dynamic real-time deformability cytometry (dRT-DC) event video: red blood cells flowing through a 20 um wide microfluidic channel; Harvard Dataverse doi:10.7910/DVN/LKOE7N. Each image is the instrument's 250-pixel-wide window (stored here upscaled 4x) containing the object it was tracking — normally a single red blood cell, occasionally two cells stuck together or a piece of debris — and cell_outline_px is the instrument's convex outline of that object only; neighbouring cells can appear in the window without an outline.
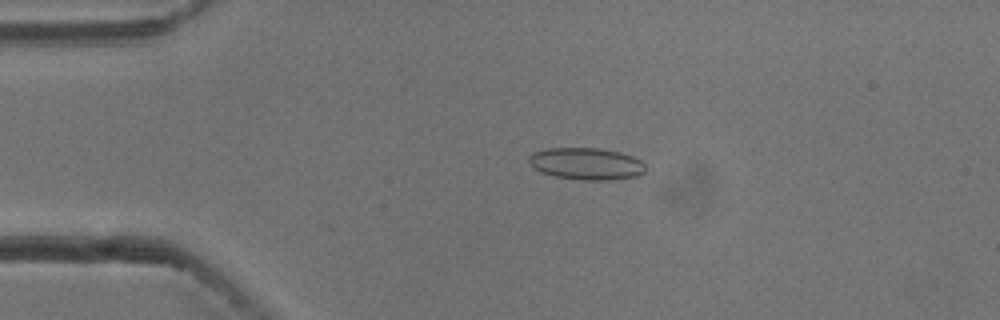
{"species": "common noctule bat (a hibernating species)", "species_latin": "Nyctalus noctula", "temperature_condition": "cold", "stored_images_in_passage": 55, "camera_frame_rate_fps": 3000, "um_per_image_px": 0.085, "animal": {"sex": "male", "body_mass_g": 13.3}, "frame": {"image": 1, "passage_image": 12, "time_ms": 3.667, "image_size_px": [1000, 320], "cell_outline_px": [[648, 168], [644, 172], [636, 176], [604, 180], [580, 180], [556, 176], [540, 172], [528, 160], [528, 156], [532, 152], [544, 148], [600, 148], [620, 152], [632, 156], [640, 160]], "centroid_in_image_um": [49.83, 13.9], "position_along_channel_um": 35.2, "area_um2": 21.73}}
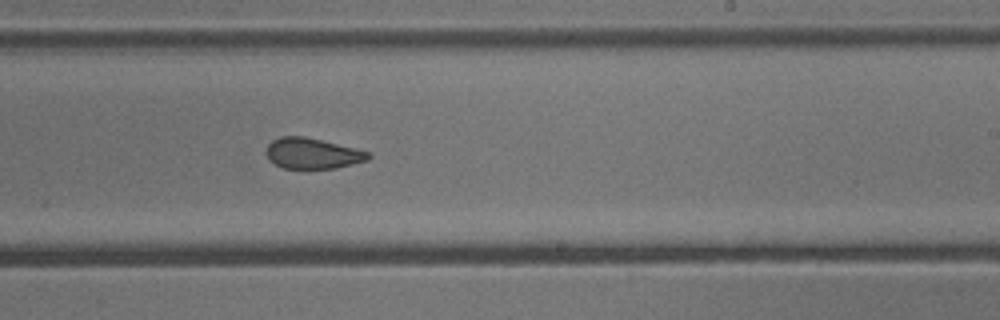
{"frame": {"image": 2, "passage_image": 33, "time_ms": 10.667, "image_size_px": [1000, 320], "cell_outline_px": [[372, 156], [368, 160], [336, 168], [284, 168], [268, 160], [268, 144], [272, 140], [280, 136], [304, 136], [356, 148], [368, 152]], "centroid_in_image_um": [26.58, 13.03], "position_along_channel_um": 262.4, "area_um2": 18.09}}
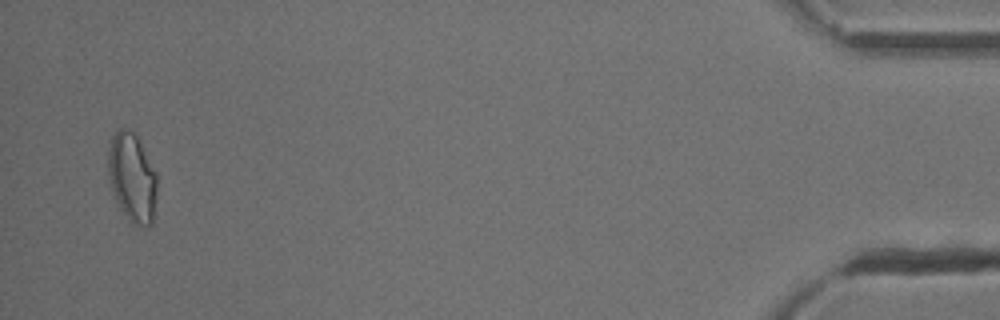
{"frame": {"image": 3, "passage_image": 53, "time_ms": 17.333, "image_size_px": [1000, 320], "cell_outline_px": [[156, 192], [152, 224], [148, 228], [144, 228], [132, 224], [128, 220], [116, 204], [108, 172], [108, 152], [112, 136], [116, 128], [124, 128], [132, 132], [140, 140], [156, 172]], "centroid_in_image_um": [11.23, 15.12], "position_along_channel_um": 424.0, "area_um2": 25.61}, "authors_computed_cell_mechanics": {"area_um2": 20.2878, "velocity_mm_per_s": 3.7639, "shape_relaxation_time_tau1_ms": null, "shape_relaxation_time_tau2_ms": 1.6967, "deformation_change_tau1": null, "deformation_change_tau2": 0.0813}}